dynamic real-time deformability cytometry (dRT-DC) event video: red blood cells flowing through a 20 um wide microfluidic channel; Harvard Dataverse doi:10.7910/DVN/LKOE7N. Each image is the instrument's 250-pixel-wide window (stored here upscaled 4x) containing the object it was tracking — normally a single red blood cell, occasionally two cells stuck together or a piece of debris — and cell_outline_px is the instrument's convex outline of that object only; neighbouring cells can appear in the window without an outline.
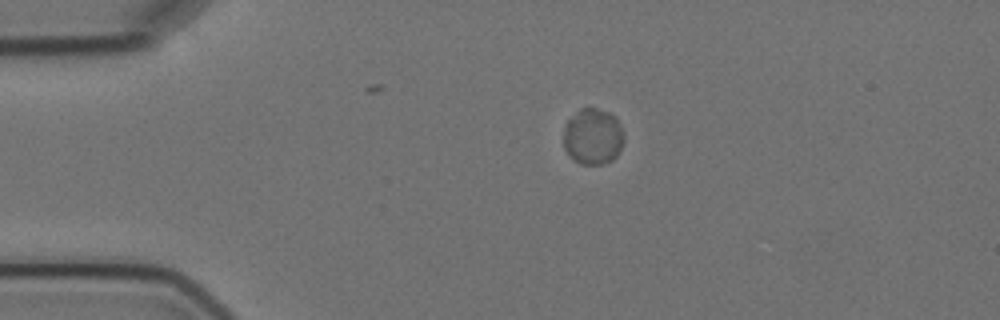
{"species": "Egyptian fruit bat (a non-hibernating species)", "species_latin": "Rousettus aegyptiacus", "temperature_condition": "cold", "stored_images_in_passage": 3, "camera_frame_rate_fps": 3000, "um_per_image_px": 0.085, "animal": {"sex": "female"}, "frame": {"image": 1, "passage_image": 1, "time_ms": 0.0, "image_size_px": [1000, 320], "cell_outline_px": [[624, 140], [616, 156], [612, 160], [604, 164], [580, 164], [568, 156], [564, 148], [564, 128], [568, 120], [580, 108], [596, 108], [608, 112], [616, 116], [620, 124], [624, 136]], "centroid_in_image_um": [50.39, 11.61], "position_along_channel_um": 34.6, "area_um2": 19.88}}